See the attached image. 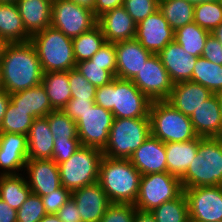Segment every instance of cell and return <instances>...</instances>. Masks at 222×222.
I'll use <instances>...</instances> for the list:
<instances>
[{
    "label": "cell",
    "instance_id": "5b68a950",
    "mask_svg": "<svg viewBox=\"0 0 222 222\" xmlns=\"http://www.w3.org/2000/svg\"><path fill=\"white\" fill-rule=\"evenodd\" d=\"M43 73L69 71L76 67L72 38L47 27L31 36Z\"/></svg>",
    "mask_w": 222,
    "mask_h": 222
},
{
    "label": "cell",
    "instance_id": "1f68e13d",
    "mask_svg": "<svg viewBox=\"0 0 222 222\" xmlns=\"http://www.w3.org/2000/svg\"><path fill=\"white\" fill-rule=\"evenodd\" d=\"M194 6L186 0H159V10L174 31L194 22Z\"/></svg>",
    "mask_w": 222,
    "mask_h": 222
},
{
    "label": "cell",
    "instance_id": "f546056e",
    "mask_svg": "<svg viewBox=\"0 0 222 222\" xmlns=\"http://www.w3.org/2000/svg\"><path fill=\"white\" fill-rule=\"evenodd\" d=\"M30 193L24 173L0 176V198L12 208L18 210Z\"/></svg>",
    "mask_w": 222,
    "mask_h": 222
},
{
    "label": "cell",
    "instance_id": "94428289",
    "mask_svg": "<svg viewBox=\"0 0 222 222\" xmlns=\"http://www.w3.org/2000/svg\"><path fill=\"white\" fill-rule=\"evenodd\" d=\"M218 97H219L220 110H221V114H222V93H219Z\"/></svg>",
    "mask_w": 222,
    "mask_h": 222
},
{
    "label": "cell",
    "instance_id": "680465c9",
    "mask_svg": "<svg viewBox=\"0 0 222 222\" xmlns=\"http://www.w3.org/2000/svg\"><path fill=\"white\" fill-rule=\"evenodd\" d=\"M6 42L0 38V63H1V60H2V54H3V50L6 46Z\"/></svg>",
    "mask_w": 222,
    "mask_h": 222
},
{
    "label": "cell",
    "instance_id": "8992f818",
    "mask_svg": "<svg viewBox=\"0 0 222 222\" xmlns=\"http://www.w3.org/2000/svg\"><path fill=\"white\" fill-rule=\"evenodd\" d=\"M150 135V117L114 118L103 155L113 159H129Z\"/></svg>",
    "mask_w": 222,
    "mask_h": 222
},
{
    "label": "cell",
    "instance_id": "b9f144b4",
    "mask_svg": "<svg viewBox=\"0 0 222 222\" xmlns=\"http://www.w3.org/2000/svg\"><path fill=\"white\" fill-rule=\"evenodd\" d=\"M123 7L138 24L159 10V0H124Z\"/></svg>",
    "mask_w": 222,
    "mask_h": 222
},
{
    "label": "cell",
    "instance_id": "db71d44e",
    "mask_svg": "<svg viewBox=\"0 0 222 222\" xmlns=\"http://www.w3.org/2000/svg\"><path fill=\"white\" fill-rule=\"evenodd\" d=\"M134 222H156L155 217L150 211L136 210Z\"/></svg>",
    "mask_w": 222,
    "mask_h": 222
},
{
    "label": "cell",
    "instance_id": "f1b7e54d",
    "mask_svg": "<svg viewBox=\"0 0 222 222\" xmlns=\"http://www.w3.org/2000/svg\"><path fill=\"white\" fill-rule=\"evenodd\" d=\"M41 84L54 110H62L71 99L69 71L43 73Z\"/></svg>",
    "mask_w": 222,
    "mask_h": 222
},
{
    "label": "cell",
    "instance_id": "c3c4849f",
    "mask_svg": "<svg viewBox=\"0 0 222 222\" xmlns=\"http://www.w3.org/2000/svg\"><path fill=\"white\" fill-rule=\"evenodd\" d=\"M201 56L216 65H222V45L211 34H209L207 37L204 50Z\"/></svg>",
    "mask_w": 222,
    "mask_h": 222
},
{
    "label": "cell",
    "instance_id": "ab89813d",
    "mask_svg": "<svg viewBox=\"0 0 222 222\" xmlns=\"http://www.w3.org/2000/svg\"><path fill=\"white\" fill-rule=\"evenodd\" d=\"M45 215L41 196L31 192L17 210V222H39Z\"/></svg>",
    "mask_w": 222,
    "mask_h": 222
},
{
    "label": "cell",
    "instance_id": "681fc988",
    "mask_svg": "<svg viewBox=\"0 0 222 222\" xmlns=\"http://www.w3.org/2000/svg\"><path fill=\"white\" fill-rule=\"evenodd\" d=\"M61 222H82L75 201L70 198L57 212Z\"/></svg>",
    "mask_w": 222,
    "mask_h": 222
},
{
    "label": "cell",
    "instance_id": "74e56055",
    "mask_svg": "<svg viewBox=\"0 0 222 222\" xmlns=\"http://www.w3.org/2000/svg\"><path fill=\"white\" fill-rule=\"evenodd\" d=\"M45 118L54 139L79 138L76 122L62 110L52 111Z\"/></svg>",
    "mask_w": 222,
    "mask_h": 222
},
{
    "label": "cell",
    "instance_id": "f5cc1de1",
    "mask_svg": "<svg viewBox=\"0 0 222 222\" xmlns=\"http://www.w3.org/2000/svg\"><path fill=\"white\" fill-rule=\"evenodd\" d=\"M10 103V94L4 89L0 91V124Z\"/></svg>",
    "mask_w": 222,
    "mask_h": 222
},
{
    "label": "cell",
    "instance_id": "e575fe53",
    "mask_svg": "<svg viewBox=\"0 0 222 222\" xmlns=\"http://www.w3.org/2000/svg\"><path fill=\"white\" fill-rule=\"evenodd\" d=\"M150 212L155 217L156 222H190L187 198L184 192Z\"/></svg>",
    "mask_w": 222,
    "mask_h": 222
},
{
    "label": "cell",
    "instance_id": "4dcf8cb0",
    "mask_svg": "<svg viewBox=\"0 0 222 222\" xmlns=\"http://www.w3.org/2000/svg\"><path fill=\"white\" fill-rule=\"evenodd\" d=\"M209 31L192 22L174 31V41L194 57L202 55Z\"/></svg>",
    "mask_w": 222,
    "mask_h": 222
},
{
    "label": "cell",
    "instance_id": "836d02e7",
    "mask_svg": "<svg viewBox=\"0 0 222 222\" xmlns=\"http://www.w3.org/2000/svg\"><path fill=\"white\" fill-rule=\"evenodd\" d=\"M74 58L77 62L90 60L106 43L101 27L97 24L91 30L72 38Z\"/></svg>",
    "mask_w": 222,
    "mask_h": 222
},
{
    "label": "cell",
    "instance_id": "ee69618b",
    "mask_svg": "<svg viewBox=\"0 0 222 222\" xmlns=\"http://www.w3.org/2000/svg\"><path fill=\"white\" fill-rule=\"evenodd\" d=\"M92 63L103 66L116 77L117 59L115 43L106 42L90 59Z\"/></svg>",
    "mask_w": 222,
    "mask_h": 222
},
{
    "label": "cell",
    "instance_id": "91938a15",
    "mask_svg": "<svg viewBox=\"0 0 222 222\" xmlns=\"http://www.w3.org/2000/svg\"><path fill=\"white\" fill-rule=\"evenodd\" d=\"M186 1H189L190 3L192 4H198V3H203V2H206V1H212V0H186Z\"/></svg>",
    "mask_w": 222,
    "mask_h": 222
},
{
    "label": "cell",
    "instance_id": "60d3db41",
    "mask_svg": "<svg viewBox=\"0 0 222 222\" xmlns=\"http://www.w3.org/2000/svg\"><path fill=\"white\" fill-rule=\"evenodd\" d=\"M71 99H95L96 87L76 69L69 70Z\"/></svg>",
    "mask_w": 222,
    "mask_h": 222
},
{
    "label": "cell",
    "instance_id": "7dc6e473",
    "mask_svg": "<svg viewBox=\"0 0 222 222\" xmlns=\"http://www.w3.org/2000/svg\"><path fill=\"white\" fill-rule=\"evenodd\" d=\"M94 100L95 99H70L62 111L76 122L89 107L95 104Z\"/></svg>",
    "mask_w": 222,
    "mask_h": 222
},
{
    "label": "cell",
    "instance_id": "4fadbf2b",
    "mask_svg": "<svg viewBox=\"0 0 222 222\" xmlns=\"http://www.w3.org/2000/svg\"><path fill=\"white\" fill-rule=\"evenodd\" d=\"M131 81L151 102L166 100L174 85L157 54L143 64Z\"/></svg>",
    "mask_w": 222,
    "mask_h": 222
},
{
    "label": "cell",
    "instance_id": "484cf974",
    "mask_svg": "<svg viewBox=\"0 0 222 222\" xmlns=\"http://www.w3.org/2000/svg\"><path fill=\"white\" fill-rule=\"evenodd\" d=\"M199 137L186 142L165 143L167 172L181 178L198 151Z\"/></svg>",
    "mask_w": 222,
    "mask_h": 222
},
{
    "label": "cell",
    "instance_id": "8fae6325",
    "mask_svg": "<svg viewBox=\"0 0 222 222\" xmlns=\"http://www.w3.org/2000/svg\"><path fill=\"white\" fill-rule=\"evenodd\" d=\"M114 115L110 110L94 104L76 121L78 137L84 147L104 150L108 144Z\"/></svg>",
    "mask_w": 222,
    "mask_h": 222
},
{
    "label": "cell",
    "instance_id": "6125c7cd",
    "mask_svg": "<svg viewBox=\"0 0 222 222\" xmlns=\"http://www.w3.org/2000/svg\"><path fill=\"white\" fill-rule=\"evenodd\" d=\"M17 0H0V3H16Z\"/></svg>",
    "mask_w": 222,
    "mask_h": 222
},
{
    "label": "cell",
    "instance_id": "9a60e30c",
    "mask_svg": "<svg viewBox=\"0 0 222 222\" xmlns=\"http://www.w3.org/2000/svg\"><path fill=\"white\" fill-rule=\"evenodd\" d=\"M25 171L26 182L34 194L47 195L61 186L59 166L52 159H28Z\"/></svg>",
    "mask_w": 222,
    "mask_h": 222
},
{
    "label": "cell",
    "instance_id": "9f6ffc18",
    "mask_svg": "<svg viewBox=\"0 0 222 222\" xmlns=\"http://www.w3.org/2000/svg\"><path fill=\"white\" fill-rule=\"evenodd\" d=\"M222 45V23L218 25L211 33Z\"/></svg>",
    "mask_w": 222,
    "mask_h": 222
},
{
    "label": "cell",
    "instance_id": "e0dca14e",
    "mask_svg": "<svg viewBox=\"0 0 222 222\" xmlns=\"http://www.w3.org/2000/svg\"><path fill=\"white\" fill-rule=\"evenodd\" d=\"M82 222H100L111 202L99 182L72 191Z\"/></svg>",
    "mask_w": 222,
    "mask_h": 222
},
{
    "label": "cell",
    "instance_id": "7a4b0ae2",
    "mask_svg": "<svg viewBox=\"0 0 222 222\" xmlns=\"http://www.w3.org/2000/svg\"><path fill=\"white\" fill-rule=\"evenodd\" d=\"M95 104L110 110L114 118L149 117L151 101L131 80L115 78L96 89Z\"/></svg>",
    "mask_w": 222,
    "mask_h": 222
},
{
    "label": "cell",
    "instance_id": "816d5d0a",
    "mask_svg": "<svg viewBox=\"0 0 222 222\" xmlns=\"http://www.w3.org/2000/svg\"><path fill=\"white\" fill-rule=\"evenodd\" d=\"M0 222H17V210L0 198Z\"/></svg>",
    "mask_w": 222,
    "mask_h": 222
},
{
    "label": "cell",
    "instance_id": "83f0119b",
    "mask_svg": "<svg viewBox=\"0 0 222 222\" xmlns=\"http://www.w3.org/2000/svg\"><path fill=\"white\" fill-rule=\"evenodd\" d=\"M10 101L18 108L27 111L34 119L46 117L55 111L42 84L10 94Z\"/></svg>",
    "mask_w": 222,
    "mask_h": 222
},
{
    "label": "cell",
    "instance_id": "f6af8a7d",
    "mask_svg": "<svg viewBox=\"0 0 222 222\" xmlns=\"http://www.w3.org/2000/svg\"><path fill=\"white\" fill-rule=\"evenodd\" d=\"M79 138L54 139L53 156L57 164L68 160L80 147Z\"/></svg>",
    "mask_w": 222,
    "mask_h": 222
},
{
    "label": "cell",
    "instance_id": "be15d7a7",
    "mask_svg": "<svg viewBox=\"0 0 222 222\" xmlns=\"http://www.w3.org/2000/svg\"><path fill=\"white\" fill-rule=\"evenodd\" d=\"M3 90V85H2V79H1V75H0V91Z\"/></svg>",
    "mask_w": 222,
    "mask_h": 222
},
{
    "label": "cell",
    "instance_id": "7bdbcfd3",
    "mask_svg": "<svg viewBox=\"0 0 222 222\" xmlns=\"http://www.w3.org/2000/svg\"><path fill=\"white\" fill-rule=\"evenodd\" d=\"M134 204L111 203L100 222H134Z\"/></svg>",
    "mask_w": 222,
    "mask_h": 222
},
{
    "label": "cell",
    "instance_id": "6da1fadb",
    "mask_svg": "<svg viewBox=\"0 0 222 222\" xmlns=\"http://www.w3.org/2000/svg\"><path fill=\"white\" fill-rule=\"evenodd\" d=\"M3 89L9 94L41 84L43 71L33 44L7 43L0 63Z\"/></svg>",
    "mask_w": 222,
    "mask_h": 222
},
{
    "label": "cell",
    "instance_id": "4316f807",
    "mask_svg": "<svg viewBox=\"0 0 222 222\" xmlns=\"http://www.w3.org/2000/svg\"><path fill=\"white\" fill-rule=\"evenodd\" d=\"M0 38L6 43H25L31 39L16 3H0Z\"/></svg>",
    "mask_w": 222,
    "mask_h": 222
},
{
    "label": "cell",
    "instance_id": "f907efd6",
    "mask_svg": "<svg viewBox=\"0 0 222 222\" xmlns=\"http://www.w3.org/2000/svg\"><path fill=\"white\" fill-rule=\"evenodd\" d=\"M124 0H95L94 15L98 18L104 12L123 6Z\"/></svg>",
    "mask_w": 222,
    "mask_h": 222
},
{
    "label": "cell",
    "instance_id": "11a10c76",
    "mask_svg": "<svg viewBox=\"0 0 222 222\" xmlns=\"http://www.w3.org/2000/svg\"><path fill=\"white\" fill-rule=\"evenodd\" d=\"M74 2L77 5L90 9L94 12L95 0H67Z\"/></svg>",
    "mask_w": 222,
    "mask_h": 222
},
{
    "label": "cell",
    "instance_id": "9c48e42d",
    "mask_svg": "<svg viewBox=\"0 0 222 222\" xmlns=\"http://www.w3.org/2000/svg\"><path fill=\"white\" fill-rule=\"evenodd\" d=\"M182 192L180 178L168 172L141 175L134 206L138 210L152 211L162 203L177 198Z\"/></svg>",
    "mask_w": 222,
    "mask_h": 222
},
{
    "label": "cell",
    "instance_id": "f35d334b",
    "mask_svg": "<svg viewBox=\"0 0 222 222\" xmlns=\"http://www.w3.org/2000/svg\"><path fill=\"white\" fill-rule=\"evenodd\" d=\"M75 68L96 88L107 85L116 78L110 71L103 69L102 65L90 60L77 62Z\"/></svg>",
    "mask_w": 222,
    "mask_h": 222
},
{
    "label": "cell",
    "instance_id": "ba28073f",
    "mask_svg": "<svg viewBox=\"0 0 222 222\" xmlns=\"http://www.w3.org/2000/svg\"><path fill=\"white\" fill-rule=\"evenodd\" d=\"M103 156L100 149L81 146L68 160L58 164L61 185L72 192L98 182Z\"/></svg>",
    "mask_w": 222,
    "mask_h": 222
},
{
    "label": "cell",
    "instance_id": "d6a6232c",
    "mask_svg": "<svg viewBox=\"0 0 222 222\" xmlns=\"http://www.w3.org/2000/svg\"><path fill=\"white\" fill-rule=\"evenodd\" d=\"M192 82L201 84L213 94L222 93V65L199 56L192 73Z\"/></svg>",
    "mask_w": 222,
    "mask_h": 222
},
{
    "label": "cell",
    "instance_id": "d4e9b609",
    "mask_svg": "<svg viewBox=\"0 0 222 222\" xmlns=\"http://www.w3.org/2000/svg\"><path fill=\"white\" fill-rule=\"evenodd\" d=\"M28 159H52L54 138L45 117L35 118L27 134Z\"/></svg>",
    "mask_w": 222,
    "mask_h": 222
},
{
    "label": "cell",
    "instance_id": "7c38bea8",
    "mask_svg": "<svg viewBox=\"0 0 222 222\" xmlns=\"http://www.w3.org/2000/svg\"><path fill=\"white\" fill-rule=\"evenodd\" d=\"M187 198L190 222L222 220V185L183 189Z\"/></svg>",
    "mask_w": 222,
    "mask_h": 222
},
{
    "label": "cell",
    "instance_id": "44dd1931",
    "mask_svg": "<svg viewBox=\"0 0 222 222\" xmlns=\"http://www.w3.org/2000/svg\"><path fill=\"white\" fill-rule=\"evenodd\" d=\"M97 21L106 42L135 39L137 24L123 6L104 12Z\"/></svg>",
    "mask_w": 222,
    "mask_h": 222
},
{
    "label": "cell",
    "instance_id": "277c9868",
    "mask_svg": "<svg viewBox=\"0 0 222 222\" xmlns=\"http://www.w3.org/2000/svg\"><path fill=\"white\" fill-rule=\"evenodd\" d=\"M180 181L183 189L222 185V137H199L197 154Z\"/></svg>",
    "mask_w": 222,
    "mask_h": 222
},
{
    "label": "cell",
    "instance_id": "cb8c5ba5",
    "mask_svg": "<svg viewBox=\"0 0 222 222\" xmlns=\"http://www.w3.org/2000/svg\"><path fill=\"white\" fill-rule=\"evenodd\" d=\"M52 3L49 0H17L19 14L31 36L51 26Z\"/></svg>",
    "mask_w": 222,
    "mask_h": 222
},
{
    "label": "cell",
    "instance_id": "5bb4252c",
    "mask_svg": "<svg viewBox=\"0 0 222 222\" xmlns=\"http://www.w3.org/2000/svg\"><path fill=\"white\" fill-rule=\"evenodd\" d=\"M135 39L152 54H158L174 41V30L162 12L157 10L137 24Z\"/></svg>",
    "mask_w": 222,
    "mask_h": 222
},
{
    "label": "cell",
    "instance_id": "52a82bcc",
    "mask_svg": "<svg viewBox=\"0 0 222 222\" xmlns=\"http://www.w3.org/2000/svg\"><path fill=\"white\" fill-rule=\"evenodd\" d=\"M151 135L162 142H186L197 137L190 117L166 100L152 101L149 109Z\"/></svg>",
    "mask_w": 222,
    "mask_h": 222
},
{
    "label": "cell",
    "instance_id": "6f0895ef",
    "mask_svg": "<svg viewBox=\"0 0 222 222\" xmlns=\"http://www.w3.org/2000/svg\"><path fill=\"white\" fill-rule=\"evenodd\" d=\"M39 222H61L57 214H46Z\"/></svg>",
    "mask_w": 222,
    "mask_h": 222
},
{
    "label": "cell",
    "instance_id": "7402d4cb",
    "mask_svg": "<svg viewBox=\"0 0 222 222\" xmlns=\"http://www.w3.org/2000/svg\"><path fill=\"white\" fill-rule=\"evenodd\" d=\"M174 84L191 81L198 57L186 52L180 44L170 42L157 54Z\"/></svg>",
    "mask_w": 222,
    "mask_h": 222
},
{
    "label": "cell",
    "instance_id": "ffe728a7",
    "mask_svg": "<svg viewBox=\"0 0 222 222\" xmlns=\"http://www.w3.org/2000/svg\"><path fill=\"white\" fill-rule=\"evenodd\" d=\"M198 137H222V114L218 94H213L189 116Z\"/></svg>",
    "mask_w": 222,
    "mask_h": 222
},
{
    "label": "cell",
    "instance_id": "ac0fdd59",
    "mask_svg": "<svg viewBox=\"0 0 222 222\" xmlns=\"http://www.w3.org/2000/svg\"><path fill=\"white\" fill-rule=\"evenodd\" d=\"M117 69L116 78L132 80L144 63L153 55L136 39L115 43Z\"/></svg>",
    "mask_w": 222,
    "mask_h": 222
},
{
    "label": "cell",
    "instance_id": "3957f363",
    "mask_svg": "<svg viewBox=\"0 0 222 222\" xmlns=\"http://www.w3.org/2000/svg\"><path fill=\"white\" fill-rule=\"evenodd\" d=\"M141 173L129 159L103 156L99 180L111 203L134 204L140 185Z\"/></svg>",
    "mask_w": 222,
    "mask_h": 222
},
{
    "label": "cell",
    "instance_id": "603a6c76",
    "mask_svg": "<svg viewBox=\"0 0 222 222\" xmlns=\"http://www.w3.org/2000/svg\"><path fill=\"white\" fill-rule=\"evenodd\" d=\"M212 95L213 93L201 84L184 81L173 85L166 101L184 115L190 116L203 101Z\"/></svg>",
    "mask_w": 222,
    "mask_h": 222
},
{
    "label": "cell",
    "instance_id": "bcb514c9",
    "mask_svg": "<svg viewBox=\"0 0 222 222\" xmlns=\"http://www.w3.org/2000/svg\"><path fill=\"white\" fill-rule=\"evenodd\" d=\"M72 192L60 186L47 195L41 196L46 214H57L58 210L71 198Z\"/></svg>",
    "mask_w": 222,
    "mask_h": 222
},
{
    "label": "cell",
    "instance_id": "8d00e7d4",
    "mask_svg": "<svg viewBox=\"0 0 222 222\" xmlns=\"http://www.w3.org/2000/svg\"><path fill=\"white\" fill-rule=\"evenodd\" d=\"M194 22L211 33L222 23V1L212 0L195 4Z\"/></svg>",
    "mask_w": 222,
    "mask_h": 222
},
{
    "label": "cell",
    "instance_id": "d6986e66",
    "mask_svg": "<svg viewBox=\"0 0 222 222\" xmlns=\"http://www.w3.org/2000/svg\"><path fill=\"white\" fill-rule=\"evenodd\" d=\"M129 160L141 175L167 172L165 143L152 135L133 152Z\"/></svg>",
    "mask_w": 222,
    "mask_h": 222
},
{
    "label": "cell",
    "instance_id": "2e32d148",
    "mask_svg": "<svg viewBox=\"0 0 222 222\" xmlns=\"http://www.w3.org/2000/svg\"><path fill=\"white\" fill-rule=\"evenodd\" d=\"M27 160V135L0 133V176L21 174Z\"/></svg>",
    "mask_w": 222,
    "mask_h": 222
},
{
    "label": "cell",
    "instance_id": "d590c367",
    "mask_svg": "<svg viewBox=\"0 0 222 222\" xmlns=\"http://www.w3.org/2000/svg\"><path fill=\"white\" fill-rule=\"evenodd\" d=\"M33 120L34 118L27 111L18 108L10 101L0 124V133L27 135Z\"/></svg>",
    "mask_w": 222,
    "mask_h": 222
},
{
    "label": "cell",
    "instance_id": "30bf717a",
    "mask_svg": "<svg viewBox=\"0 0 222 222\" xmlns=\"http://www.w3.org/2000/svg\"><path fill=\"white\" fill-rule=\"evenodd\" d=\"M98 18L90 9L67 0H55L52 3L51 26L65 36L77 37L91 30Z\"/></svg>",
    "mask_w": 222,
    "mask_h": 222
}]
</instances>
